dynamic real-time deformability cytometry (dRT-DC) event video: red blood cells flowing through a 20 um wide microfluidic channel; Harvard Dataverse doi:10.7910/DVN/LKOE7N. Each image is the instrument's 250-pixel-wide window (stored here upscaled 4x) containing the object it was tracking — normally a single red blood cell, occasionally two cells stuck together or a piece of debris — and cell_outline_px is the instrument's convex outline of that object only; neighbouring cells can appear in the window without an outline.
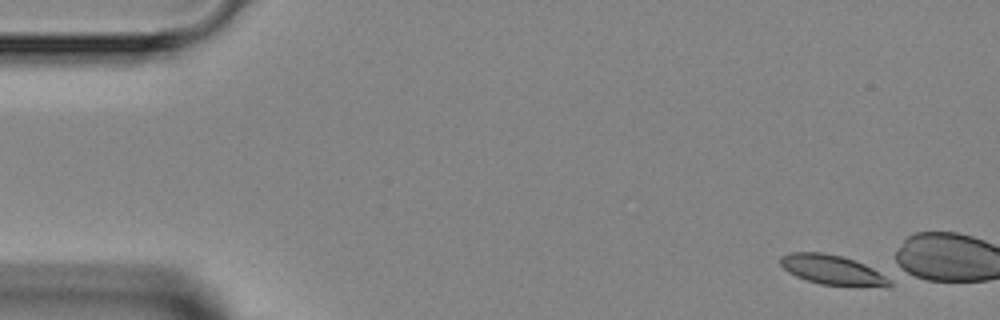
{"species": "Egyptian fruit bat (a non-hibernating species)", "species_latin": "Rousettus aegyptiacus", "temperature_condition": "room temperature", "stored_images_in_passage": 2, "segment_of_instrument_passage": [2, 2], "camera_frame_rate_fps": 3000, "um_per_image_px": 0.085, "animal": {"sex": "female"}, "frame": {"image": 1, "passage_image": 2, "time_ms": 2.333, "image_size_px": [1000, 320], "cell_outline_px": [[892, 284], [820, 284], [796, 276], [788, 272], [780, 264], [780, 256], [792, 252], [820, 252], [840, 256], [864, 264], [892, 276]], "centroid_in_image_um": [70.7, 22.89], "position_along_channel_um": 14.3, "area_um2": 18.21}}